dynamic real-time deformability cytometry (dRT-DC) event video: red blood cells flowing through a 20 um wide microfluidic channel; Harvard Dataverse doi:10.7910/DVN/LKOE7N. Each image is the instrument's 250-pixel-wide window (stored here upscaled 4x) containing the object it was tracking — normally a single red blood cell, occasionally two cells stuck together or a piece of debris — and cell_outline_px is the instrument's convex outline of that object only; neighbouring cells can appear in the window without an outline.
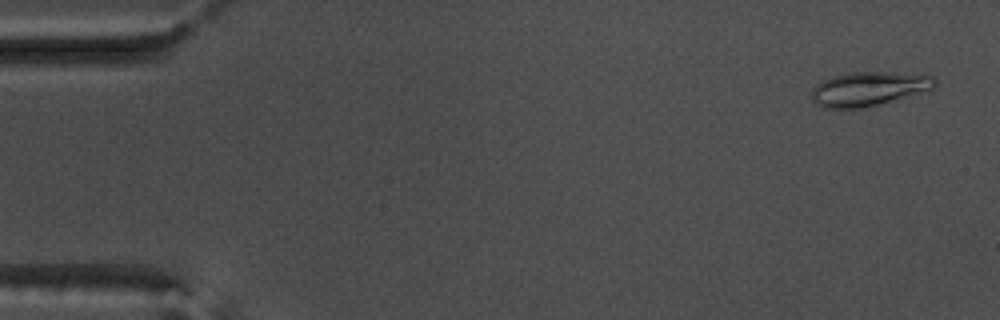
{"species": "common noctule bat (a hibernating species)", "species_latin": "Nyctalus noctula", "temperature_condition": "warm", "stored_images_in_passage": 56, "camera_frame_rate_fps": 3000, "um_per_image_px": 0.085, "animal": {"sex": "male", "body_mass_g": 17.5, "forearm_length_mm": 52.3}, "frame": {"image": 1, "passage_image": 3, "time_ms": 0.667, "image_size_px": [1000, 320], "cell_outline_px": [[936, 84], [932, 88], [876, 104], [860, 108], [824, 108], [816, 104], [812, 100], [812, 88], [816, 84], [832, 76], [852, 72], [924, 72], [932, 76], [936, 80]], "centroid_in_image_um": [73.83, 7.51], "position_along_channel_um": 11.2, "area_um2": 24.33}}
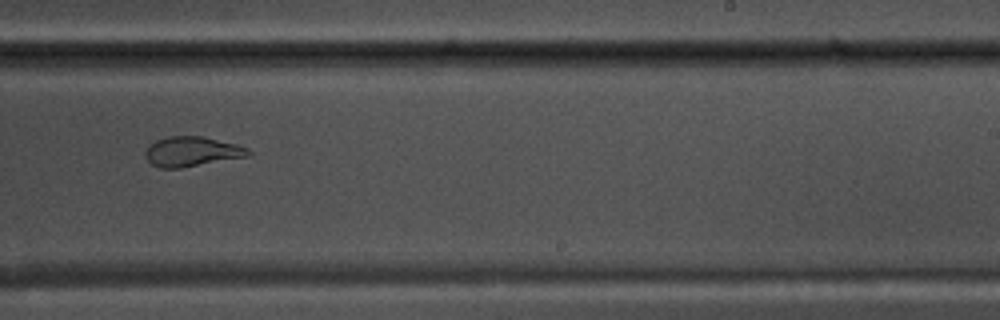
{"frame": {"image": 2, "passage_image": 35, "time_ms": 11.333, "image_size_px": [1000, 320], "cell_outline_px": [[252, 156], [180, 168], [160, 168], [152, 164], [148, 160], [144, 152], [156, 140], [168, 136], [204, 136], [236, 144], [248, 148], [252, 152]], "centroid_in_image_um": [16.37, 12.88], "position_along_channel_um": 272.6, "area_um2": 17.98}}
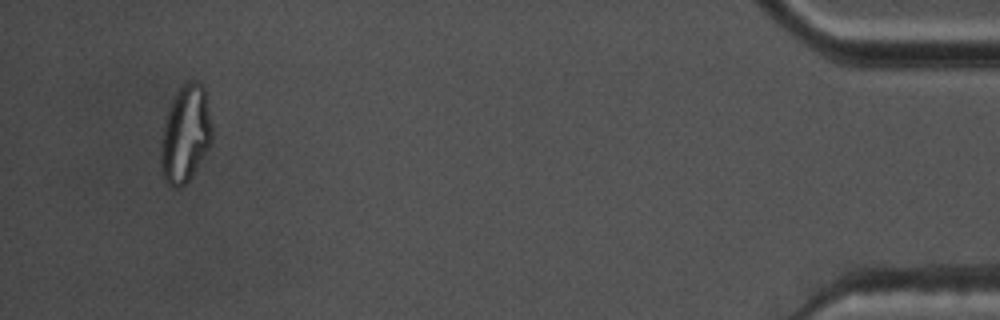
{"frame": {"image": 3, "passage_image": 53, "time_ms": 17.333, "image_size_px": [1000, 320], "cell_outline_px": [[212, 144], [188, 180], [180, 188], [176, 188], [168, 184], [164, 180], [160, 168], [160, 144], [164, 124], [168, 108], [172, 100], [180, 88], [188, 80], [196, 80], [204, 88], [212, 124]], "centroid_in_image_um": [15.75, 11.41], "position_along_channel_um": 419.4, "area_um2": 29.07}, "authors_computed_cell_mechanics": {"area_um2": 21.0103, "velocity_mm_per_s": 3.6936, "shape_relaxation_time_tau1_ms": null, "shape_relaxation_time_tau2_ms": 2.0294, "deformation_change_tau1": null, "deformation_change_tau2": 0.0521}}